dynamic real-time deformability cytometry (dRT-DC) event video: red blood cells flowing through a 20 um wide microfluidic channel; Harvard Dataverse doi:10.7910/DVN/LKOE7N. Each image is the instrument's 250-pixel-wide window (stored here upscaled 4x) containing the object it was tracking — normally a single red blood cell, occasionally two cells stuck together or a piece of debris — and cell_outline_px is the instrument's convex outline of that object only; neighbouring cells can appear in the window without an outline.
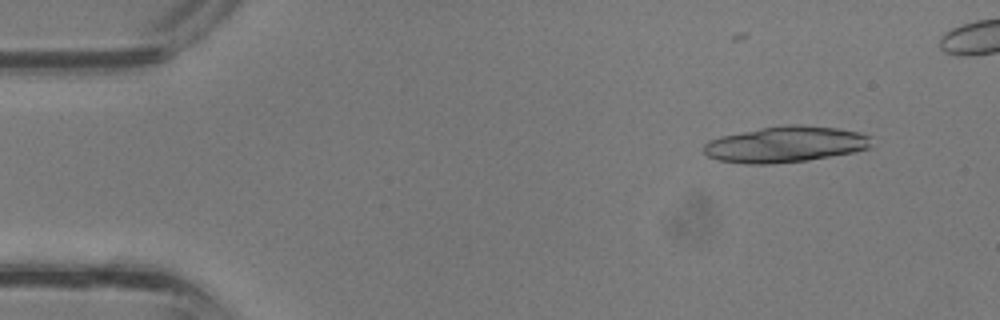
{"species": "common noctule bat (a hibernating species)", "species_latin": "Nyctalus noctula", "temperature_condition": "room temperature", "stored_images_in_passage": 28, "camera_frame_rate_fps": 3000, "um_per_image_px": 0.085, "animal": {"sex": "male", "body_mass_g": 13.3}, "frame": {"image": 1, "passage_image": 1, "time_ms": 0.0, "image_size_px": [1000, 320], "cell_outline_px": [[868, 148], [856, 152], [808, 160], [772, 164], [744, 164], [720, 160], [708, 156], [704, 152], [704, 144], [708, 140], [720, 136], [760, 128], [788, 124], [800, 124], [836, 128], [860, 132], [868, 136]], "centroid_in_image_um": [66.72, 12.27], "position_along_channel_um": 18.3, "area_um2": 35.14}}